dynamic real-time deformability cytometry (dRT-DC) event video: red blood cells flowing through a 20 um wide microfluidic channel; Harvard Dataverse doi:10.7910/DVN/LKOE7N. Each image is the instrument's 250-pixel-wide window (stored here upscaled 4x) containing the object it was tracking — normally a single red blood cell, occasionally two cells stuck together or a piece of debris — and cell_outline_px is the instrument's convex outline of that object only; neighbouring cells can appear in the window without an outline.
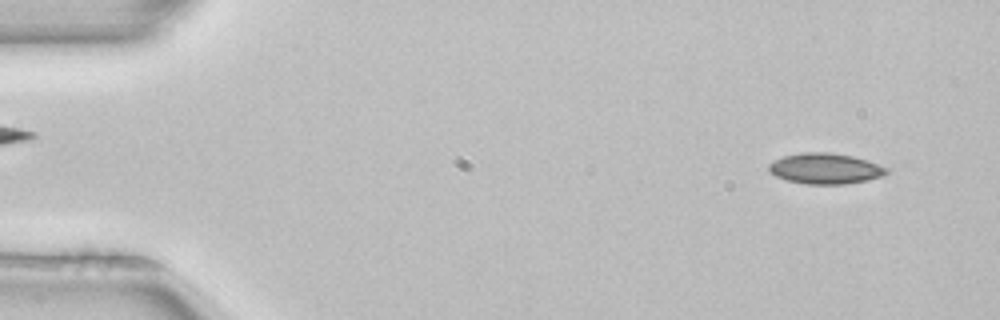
{"species": "common noctule bat (a hibernating species)", "species_latin": "Nyctalus noctula", "temperature_condition": "room temperature", "stored_images_in_passage": 11, "camera_frame_rate_fps": 3000, "um_per_image_px": 0.085, "animal": {"sex": "female", "body_mass_g": 22.7, "forearm_length_mm": 54.2}, "frame": {"image": 1, "passage_image": 3, "time_ms": 0.667, "image_size_px": [1000, 320], "cell_outline_px": [[888, 172], [880, 176], [868, 180], [844, 184], [808, 184], [788, 180], [776, 176], [768, 172], [768, 164], [784, 156], [804, 152], [828, 152], [852, 156], [868, 160], [888, 168]], "centroid_in_image_um": [70.14, 14.32], "position_along_channel_um": 14.9, "area_um2": 20.92}}